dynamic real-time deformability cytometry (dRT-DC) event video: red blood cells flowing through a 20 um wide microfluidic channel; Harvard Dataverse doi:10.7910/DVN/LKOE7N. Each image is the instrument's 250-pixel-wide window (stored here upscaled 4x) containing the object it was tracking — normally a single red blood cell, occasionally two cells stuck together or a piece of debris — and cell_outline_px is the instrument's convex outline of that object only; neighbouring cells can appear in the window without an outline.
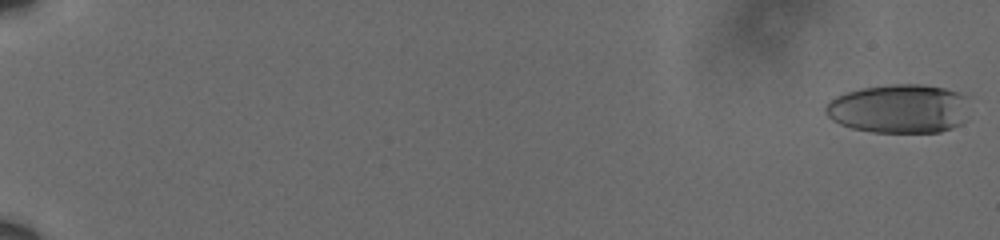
{"species": "human", "species_latin": "Homo sapiens", "temperature_condition": "cold", "stored_images_in_passage": 21, "camera_frame_rate_fps": 3000, "um_per_image_px": 0.085, "donor": {"sex": "male"}, "frame": {"image": 1, "passage_image": 2, "time_ms": 0.333, "image_size_px": [1000, 240], "cell_outline_px": [[968, 96], [964, 120], [960, 124], [952, 128], [940, 132], [872, 132], [852, 128], [840, 124], [832, 120], [824, 112], [824, 108], [836, 96], [844, 92], [860, 88], [892, 84], [920, 84], [944, 88]], "centroid_in_image_um": [76.4, 9.24], "position_along_channel_um": 8.6, "area_um2": 41.1}}
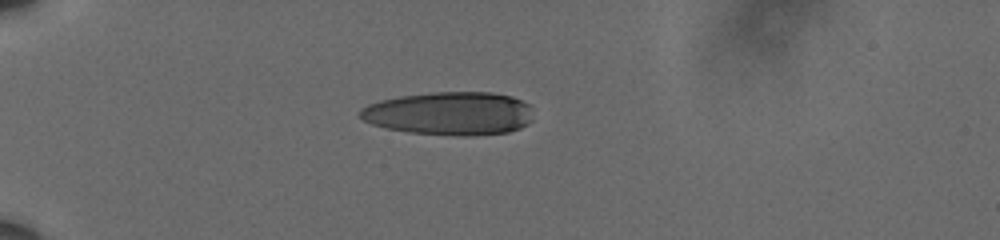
{"frame": {"image": 2, "passage_image": 16, "time_ms": 5.0, "image_size_px": [1000, 240], "cell_outline_px": [[532, 120], [528, 124], [520, 128], [508, 132], [468, 136], [464, 136], [408, 132], [384, 128], [372, 124], [356, 116], [356, 112], [360, 108], [368, 104], [380, 100], [400, 96], [432, 92], [492, 92], [512, 96], [524, 100], [528, 104]], "centroid_in_image_um": [38.18, 9.64], "position_along_channel_um": 46.8, "area_um2": 44.1}}
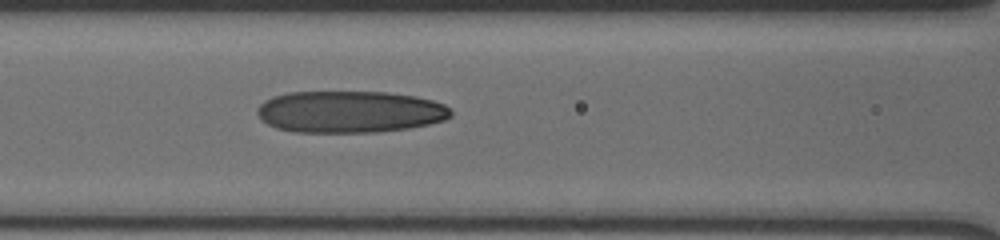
{"frame": {"image": 3, "passage_image": 21, "time_ms": 6.667, "image_size_px": [1000, 240], "cell_outline_px": [[452, 116], [444, 120], [428, 124], [408, 128], [376, 132], [296, 132], [276, 128], [260, 120], [256, 112], [256, 108], [264, 100], [272, 96], [288, 92], [388, 92], [416, 96], [432, 100], [444, 104], [452, 112]], "centroid_in_image_um": [29.7, 9.5], "position_along_channel_um": 136.9, "area_um2": 47.51}}